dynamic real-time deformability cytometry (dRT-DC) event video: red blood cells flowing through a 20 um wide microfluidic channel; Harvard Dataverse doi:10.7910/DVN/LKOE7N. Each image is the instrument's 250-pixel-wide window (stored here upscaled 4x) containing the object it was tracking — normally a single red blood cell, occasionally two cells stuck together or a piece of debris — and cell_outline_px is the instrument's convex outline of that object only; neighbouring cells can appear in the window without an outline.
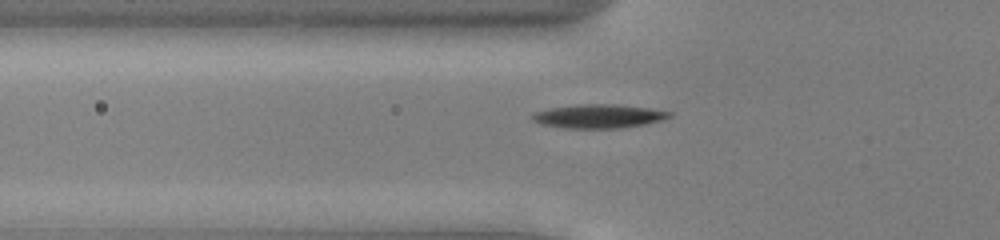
{"species": "common noctule bat (a hibernating species)", "species_latin": "Nyctalus noctula", "temperature_condition": "cold", "stored_images_in_passage": 36, "camera_frame_rate_fps": 3000, "um_per_image_px": 0.085, "animal": {"sex": "male", "body_mass_g": 13.0, "forearm_length_mm": 53.1}, "frame": {"image": 1, "passage_image": 2, "time_ms": 0.333, "image_size_px": [1000, 240], "cell_outline_px": [[672, 116], [664, 120], [644, 124], [620, 128], [564, 128], [540, 124], [532, 120], [532, 112], [548, 108], [580, 104], [616, 104], [648, 108], [672, 112]], "centroid_in_image_um": [50.86, 9.87], "position_along_channel_um": 74.9, "area_um2": 19.13}}
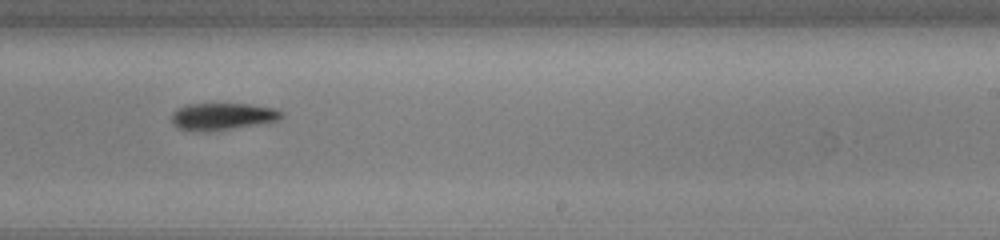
{"frame": {"image": 2, "passage_image": 17, "time_ms": 5.333, "image_size_px": [1000, 240], "cell_outline_px": [[284, 116], [280, 120], [256, 124], [204, 132], [176, 128], [172, 124], [172, 112], [176, 108], [188, 104], [248, 104], [276, 108], [284, 112]], "centroid_in_image_um": [18.9, 9.89], "position_along_channel_um": 270.1, "area_um2": 17.34}}
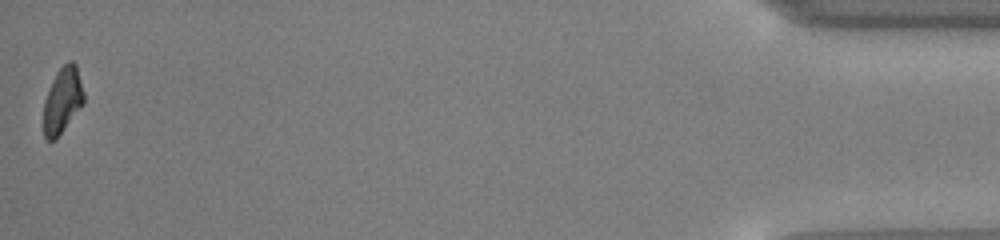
{"frame": {"image": 3, "passage_image": 36, "time_ms": 11.667, "image_size_px": [1000, 240], "cell_outline_px": [[84, 104], [56, 140], [48, 140], [44, 136], [44, 100], [48, 88], [56, 72], [68, 60], [72, 60], [76, 64], [84, 92]], "centroid_in_image_um": [5.32, 8.52], "position_along_channel_um": 429.9, "area_um2": 15.66}, "authors_computed_cell_mechanics": {"area_um2": 17.2533, "velocity_mm_per_s": 3.9145, "shape_relaxation_time_tau1_ms": 2.8869, "shape_relaxation_time_tau2_ms": null, "deformation_change_tau1": 0.1033, "deformation_change_tau2": null}}